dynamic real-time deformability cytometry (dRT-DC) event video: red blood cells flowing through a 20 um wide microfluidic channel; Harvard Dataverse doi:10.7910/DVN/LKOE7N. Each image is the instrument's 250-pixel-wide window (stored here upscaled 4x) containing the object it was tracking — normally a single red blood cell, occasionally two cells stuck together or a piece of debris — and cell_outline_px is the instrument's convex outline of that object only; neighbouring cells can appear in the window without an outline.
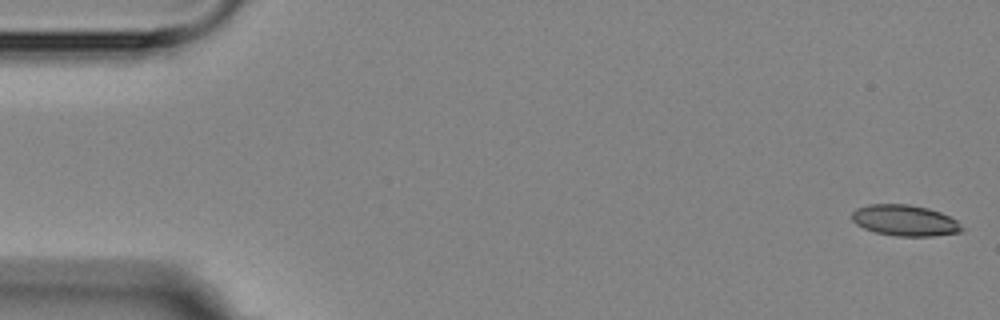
{"species": "Egyptian fruit bat (a non-hibernating species)", "species_latin": "Rousettus aegyptiacus", "temperature_condition": "room temperature", "stored_images_in_passage": 5, "camera_frame_rate_fps": 3000, "um_per_image_px": 0.085, "animal": {"sex": "female"}, "frame": {"image": 1, "passage_image": 1, "time_ms": 0.0, "image_size_px": [1000, 320], "cell_outline_px": [[964, 232], [932, 236], [896, 236], [876, 232], [864, 228], [856, 224], [852, 220], [852, 212], [856, 208], [868, 204], [908, 204], [928, 208], [940, 212], [956, 220], [964, 228]], "centroid_in_image_um": [76.92, 18.74], "position_along_channel_um": 8.1, "area_um2": 19.94}}
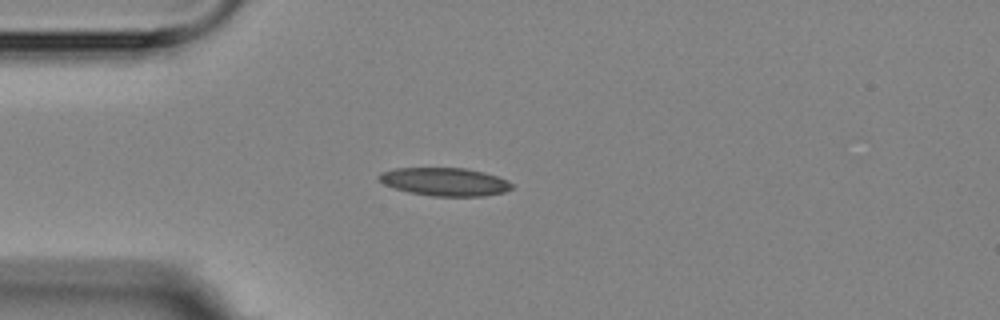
{"frame": {"image": 2, "passage_image": 5, "time_ms": 4.333, "image_size_px": [1000, 320], "cell_outline_px": [[516, 188], [504, 192], [484, 196], [432, 196], [408, 192], [384, 184], [376, 180], [376, 176], [380, 172], [396, 168], [464, 168], [484, 172], [508, 180]], "centroid_in_image_um": [37.8, 15.45], "position_along_channel_um": 47.2, "area_um2": 21.96}}